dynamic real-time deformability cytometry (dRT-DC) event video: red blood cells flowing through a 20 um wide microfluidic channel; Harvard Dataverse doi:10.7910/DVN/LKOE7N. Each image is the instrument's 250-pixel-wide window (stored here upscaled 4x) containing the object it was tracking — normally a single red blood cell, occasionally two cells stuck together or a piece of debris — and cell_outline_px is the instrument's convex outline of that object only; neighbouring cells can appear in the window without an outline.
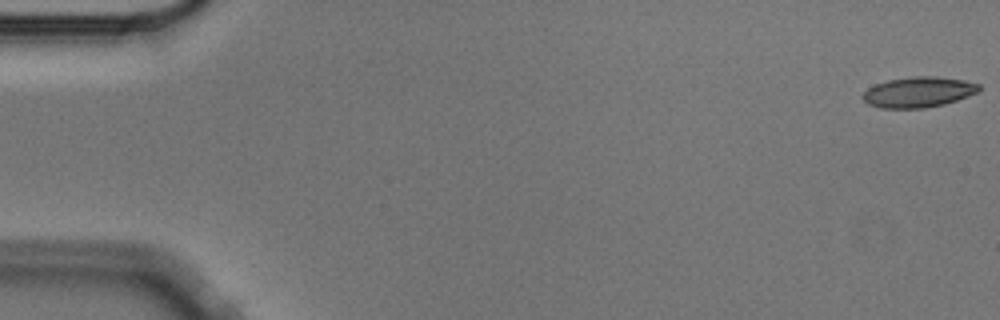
{"species": "Egyptian fruit bat (a non-hibernating species)", "species_latin": "Rousettus aegyptiacus", "temperature_condition": "cold", "stored_images_in_passage": 57, "camera_frame_rate_fps": 3000, "um_per_image_px": 0.085, "animal": {"sex": "male"}, "frame": {"image": 1, "passage_image": 1, "time_ms": 0.0, "image_size_px": [1000, 320], "cell_outline_px": [[980, 92], [944, 104], [924, 108], [880, 108], [868, 104], [860, 96], [868, 88], [876, 84], [888, 80], [916, 76], [936, 76], [964, 80], [980, 84]], "centroid_in_image_um": [78.07, 7.83], "position_along_channel_um": 6.9, "area_um2": 20.69}}
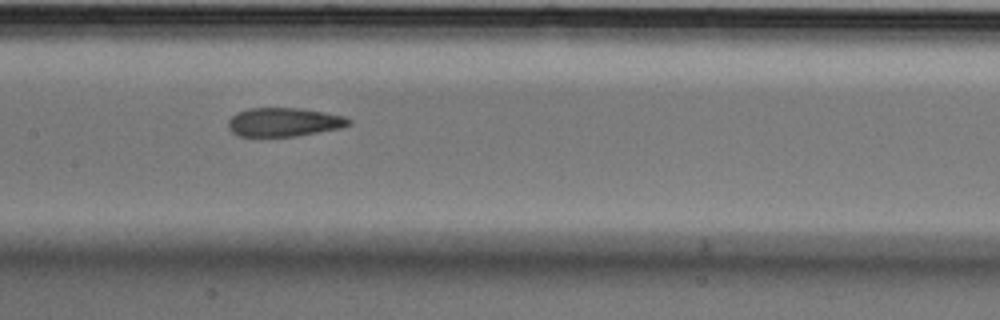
{"frame": {"image": 2, "passage_image": 28, "time_ms": 9.0, "image_size_px": [1000, 320], "cell_outline_px": [[352, 124], [340, 128], [296, 136], [236, 136], [228, 128], [228, 120], [236, 112], [248, 108], [300, 108], [324, 112], [344, 116], [352, 120]], "centroid_in_image_um": [24.12, 10.37], "position_along_channel_um": 183.3, "area_um2": 20.29}}
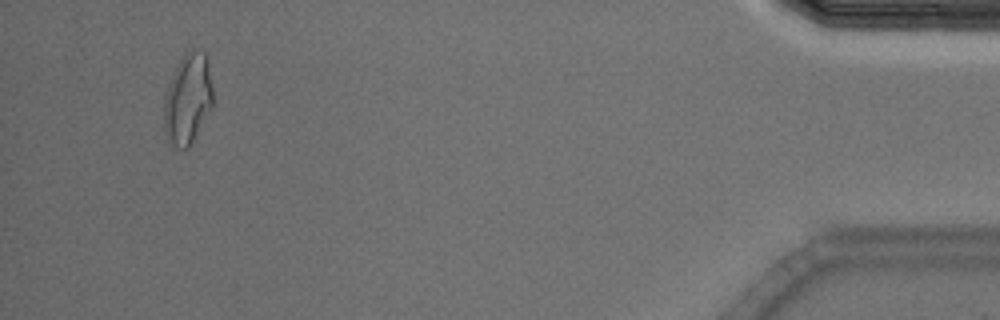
{"frame": {"image": 3, "passage_image": 54, "time_ms": 17.667, "image_size_px": [1000, 320], "cell_outline_px": [[212, 108], [188, 148], [184, 148], [172, 144], [164, 132], [164, 96], [176, 64], [192, 48], [204, 52], [208, 56], [212, 88]], "centroid_in_image_um": [15.97, 8.37], "position_along_channel_um": 419.2, "area_um2": 25.72}, "authors_computed_cell_mechanics": {"area_um2": 21.3282, "velocity_mm_per_s": 3.5433, "shape_relaxation_time_tau1_ms": null, "shape_relaxation_time_tau2_ms": 2.3035, "deformation_change_tau1": null, "deformation_change_tau2": 0.1043}}